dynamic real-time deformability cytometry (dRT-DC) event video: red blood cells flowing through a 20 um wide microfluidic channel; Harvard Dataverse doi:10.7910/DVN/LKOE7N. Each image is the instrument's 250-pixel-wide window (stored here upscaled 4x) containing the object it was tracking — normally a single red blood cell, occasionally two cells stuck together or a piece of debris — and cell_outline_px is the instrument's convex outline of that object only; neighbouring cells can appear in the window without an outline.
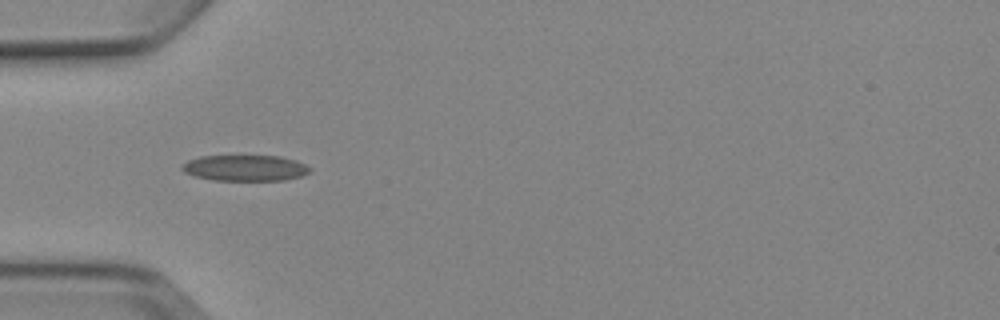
{"species": "Egyptian fruit bat (a non-hibernating species)", "species_latin": "Rousettus aegyptiacus", "temperature_condition": "cold", "stored_images_in_passage": 6, "camera_frame_rate_fps": 3000, "um_per_image_px": 0.085, "animal": {"sex": "female"}, "frame": {"image": 1, "passage_image": 5, "time_ms": 4.667, "image_size_px": [1000, 320], "cell_outline_px": [[312, 168], [308, 172], [300, 176], [284, 180], [212, 180], [196, 176], [184, 172], [180, 168], [180, 164], [188, 160], [200, 156], [280, 156], [296, 160]], "centroid_in_image_um": [20.8, 14.27], "position_along_channel_um": 64.2, "area_um2": 19.31}}
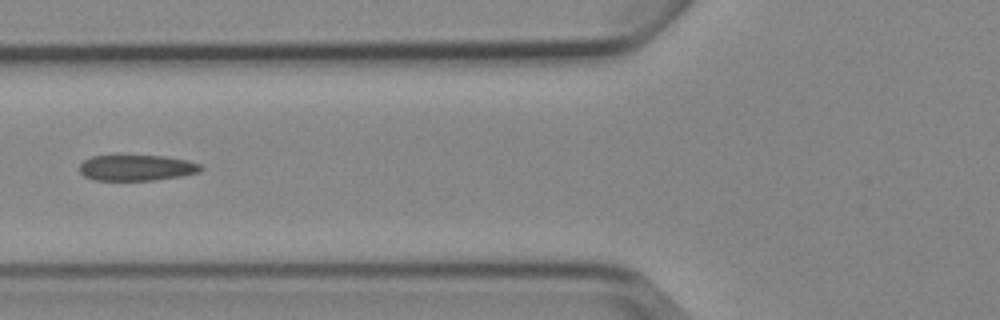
{"frame": {"image": 2, "passage_image": 6, "time_ms": 6.0, "image_size_px": [1000, 320], "cell_outline_px": [[204, 168], [200, 172], [184, 176], [156, 180], [92, 180], [84, 176], [80, 172], [80, 164], [84, 160], [92, 156], [116, 152], [164, 156], [188, 160], [200, 164]], "centroid_in_image_um": [11.59, 14.21], "position_along_channel_um": 114.2, "area_um2": 19.42}}